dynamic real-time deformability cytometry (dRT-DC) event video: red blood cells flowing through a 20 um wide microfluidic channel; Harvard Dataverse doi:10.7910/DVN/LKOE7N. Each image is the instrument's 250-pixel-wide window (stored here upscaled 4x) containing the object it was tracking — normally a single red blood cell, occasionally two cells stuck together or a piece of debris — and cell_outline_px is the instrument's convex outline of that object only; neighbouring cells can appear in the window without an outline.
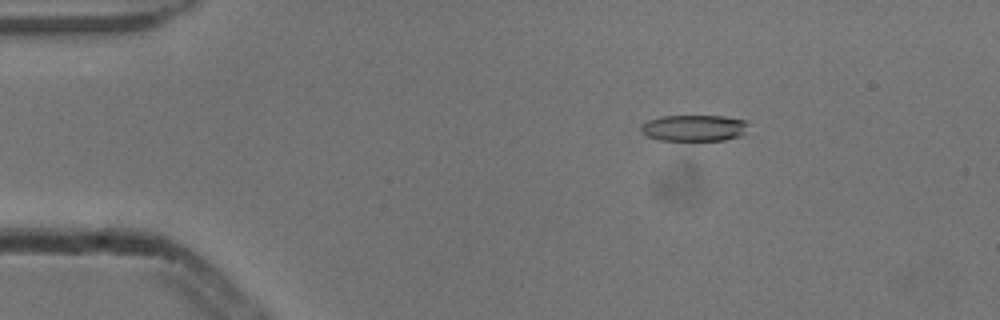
{"species": "common noctule bat (a hibernating species)", "species_latin": "Nyctalus noctula", "temperature_condition": "cold", "stored_images_in_passage": 53, "camera_frame_rate_fps": 3000, "um_per_image_px": 0.085, "animal": {"sex": "male", "body_mass_g": 13.3}, "frame": {"image": 1, "passage_image": 9, "time_ms": 2.667, "image_size_px": [1000, 320], "cell_outline_px": [[748, 124], [744, 132], [740, 136], [724, 140], [660, 140], [648, 136], [640, 132], [640, 124], [648, 120], [660, 116], [724, 116], [748, 120]], "centroid_in_image_um": [58.98, 10.87], "position_along_channel_um": 26.0, "area_um2": 16.59}}
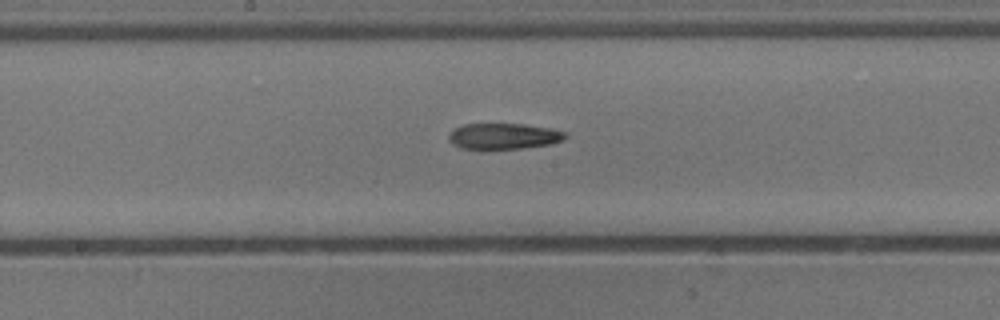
{"frame": {"image": 2, "passage_image": 28, "time_ms": 9.0, "image_size_px": [1000, 320], "cell_outline_px": [[568, 136], [564, 140], [552, 144], [524, 148], [480, 152], [460, 148], [452, 144], [448, 140], [448, 136], [452, 128], [464, 124], [524, 124], [552, 128], [568, 132]], "centroid_in_image_um": [42.78, 11.62], "position_along_channel_um": 205.4, "area_um2": 18.73}}
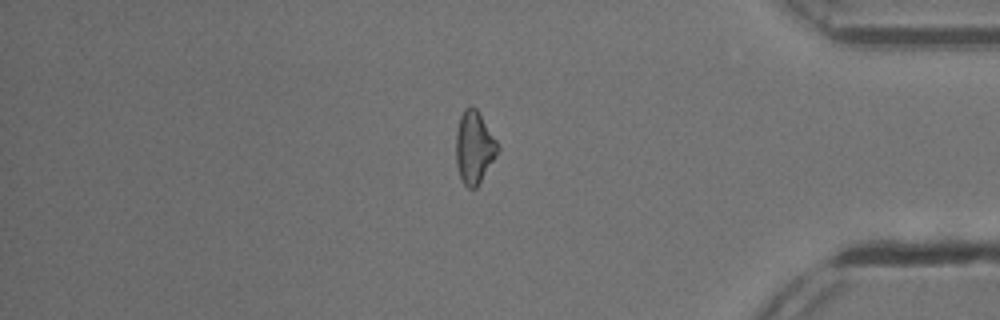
{"frame": {"image": 3, "passage_image": 45, "time_ms": 14.667, "image_size_px": [1000, 320], "cell_outline_px": [[500, 148], [476, 188], [468, 188], [464, 184], [460, 176], [456, 164], [456, 132], [460, 116], [464, 108], [468, 104], [472, 104], [476, 108], [496, 140]], "centroid_in_image_um": [40.28, 12.49], "position_along_channel_um": 394.9, "area_um2": 17.46}, "authors_computed_cell_mechanics": {"area_um2": 17.8602, "velocity_mm_per_s": 3.8726, "shape_relaxation_time_tau1_ms": 9.3474, "shape_relaxation_time_tau2_ms": null, "deformation_change_tau1": 0.2125, "deformation_change_tau2": null}}